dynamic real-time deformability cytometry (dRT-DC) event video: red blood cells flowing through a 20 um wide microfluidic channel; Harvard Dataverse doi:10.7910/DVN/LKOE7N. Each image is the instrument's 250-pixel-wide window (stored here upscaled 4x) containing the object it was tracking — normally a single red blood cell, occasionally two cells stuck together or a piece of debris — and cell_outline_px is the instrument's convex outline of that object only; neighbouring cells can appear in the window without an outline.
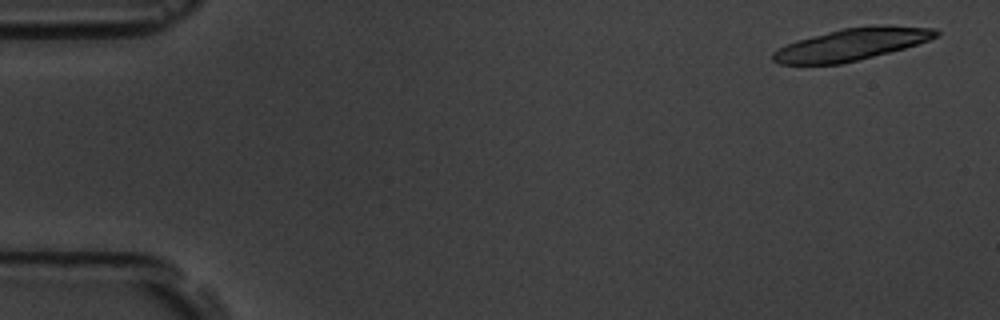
{"species": "common noctule bat (a hibernating species)", "species_latin": "Nyctalus noctula", "temperature_condition": "room temperature", "stored_images_in_passage": 7, "camera_frame_rate_fps": 3000, "um_per_image_px": 0.085, "animal": {"sex": "male", "body_mass_g": 19.5, "forearm_length_mm": 54.6}, "frame": {"image": 1, "passage_image": 1, "time_ms": 0.0, "image_size_px": [1000, 320], "cell_outline_px": [[940, 32], [936, 36], [928, 40], [904, 48], [840, 64], [780, 64], [772, 60], [772, 52], [776, 48], [796, 40], [840, 28], [880, 24], [884, 24], [936, 28]], "centroid_in_image_um": [72.36, 3.75], "position_along_channel_um": 12.6, "area_um2": 30.58}}
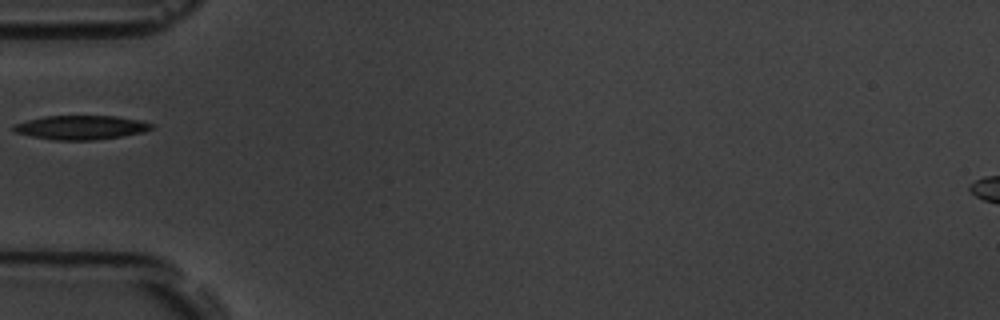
{"frame": {"image": 2, "passage_image": 6, "time_ms": 5.667, "image_size_px": [1000, 320], "cell_outline_px": [[152, 128], [144, 132], [96, 140], [52, 140], [32, 136], [16, 132], [12, 128], [12, 124], [44, 116], [116, 116], [140, 120], [152, 124]], "centroid_in_image_um": [6.86, 10.83], "position_along_channel_um": 78.1, "area_um2": 19.25}}
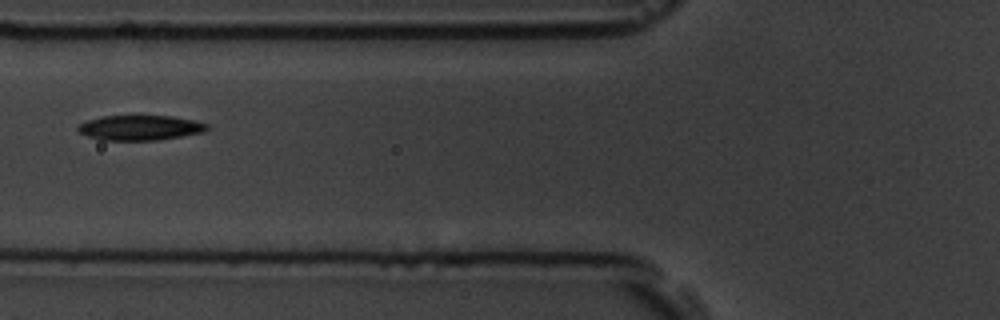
{"frame": {"image": 3, "passage_image": 7, "time_ms": 6.667, "image_size_px": [1000, 320], "cell_outline_px": [[212, 128], [204, 132], [160, 140], [100, 140], [88, 136], [80, 132], [76, 128], [80, 124], [88, 120], [104, 116], [172, 116], [192, 120], [208, 124]], "centroid_in_image_um": [11.95, 10.86], "position_along_channel_um": 113.9, "area_um2": 18.79}}